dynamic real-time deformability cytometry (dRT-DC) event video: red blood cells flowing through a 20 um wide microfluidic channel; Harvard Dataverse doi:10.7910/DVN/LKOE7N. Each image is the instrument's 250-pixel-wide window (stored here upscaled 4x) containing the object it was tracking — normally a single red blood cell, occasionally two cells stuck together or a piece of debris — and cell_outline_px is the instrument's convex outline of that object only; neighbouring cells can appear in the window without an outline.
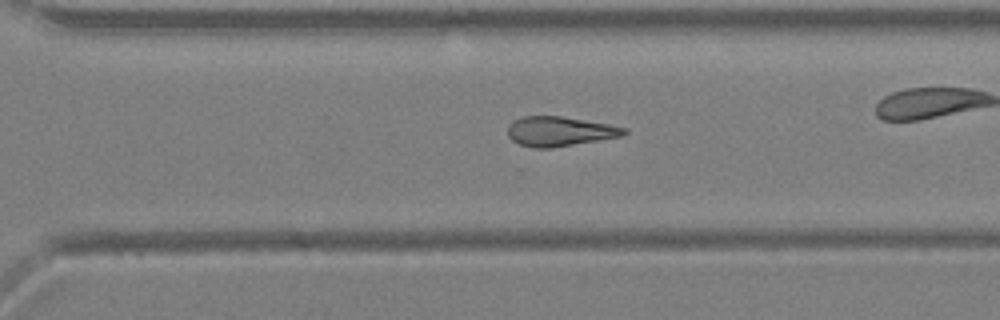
{"species": "Egyptian fruit bat (a non-hibernating species)", "species_latin": "Rousettus aegyptiacus", "temperature_condition": "warm", "stored_images_in_passage": 27, "camera_frame_rate_fps": 3000, "um_per_image_px": 0.085, "animal": {"sex": "female"}, "frame": {"image": 1, "passage_image": 16, "time_ms": 5.0, "image_size_px": [1000, 320], "cell_outline_px": [[628, 132], [620, 136], [552, 148], [532, 148], [520, 144], [512, 140], [508, 136], [508, 124], [512, 120], [520, 116], [560, 116], [608, 124], [628, 128]], "centroid_in_image_um": [47.52, 11.16], "position_along_channel_um": 323.1, "area_um2": 20.06}}